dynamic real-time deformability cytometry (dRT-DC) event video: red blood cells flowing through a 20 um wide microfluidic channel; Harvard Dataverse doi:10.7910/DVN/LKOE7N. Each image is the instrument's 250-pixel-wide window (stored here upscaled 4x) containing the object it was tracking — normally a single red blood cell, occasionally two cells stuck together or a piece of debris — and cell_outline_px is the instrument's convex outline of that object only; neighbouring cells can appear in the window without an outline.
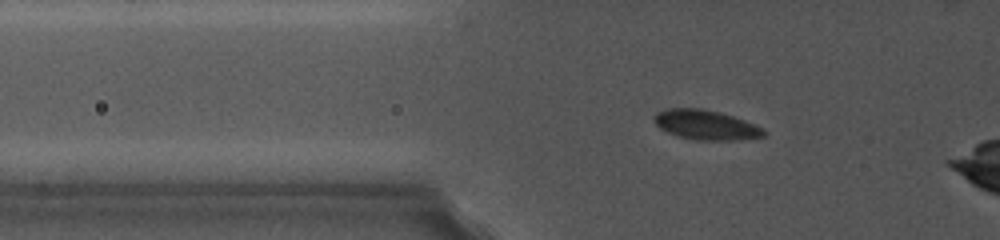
{"species": "common noctule bat (a hibernating species)", "species_latin": "Nyctalus noctula", "temperature_condition": "cold", "stored_images_in_passage": 14, "camera_frame_rate_fps": 5000, "um_per_image_px": 0.085, "animal": {"sex": "female", "body_mass_g": 19.0, "forearm_length_mm": 56.7}, "frame": {"image": 1, "passage_image": 10, "time_ms": 4.2, "image_size_px": [1000, 240], "cell_outline_px": [[768, 132], [764, 136], [736, 140], [696, 140], [676, 136], [660, 128], [652, 120], [652, 116], [656, 112], [668, 108], [704, 108], [720, 112], [744, 120], [764, 128]], "centroid_in_image_um": [59.97, 10.61], "position_along_channel_um": 65.8, "area_um2": 19.19}}